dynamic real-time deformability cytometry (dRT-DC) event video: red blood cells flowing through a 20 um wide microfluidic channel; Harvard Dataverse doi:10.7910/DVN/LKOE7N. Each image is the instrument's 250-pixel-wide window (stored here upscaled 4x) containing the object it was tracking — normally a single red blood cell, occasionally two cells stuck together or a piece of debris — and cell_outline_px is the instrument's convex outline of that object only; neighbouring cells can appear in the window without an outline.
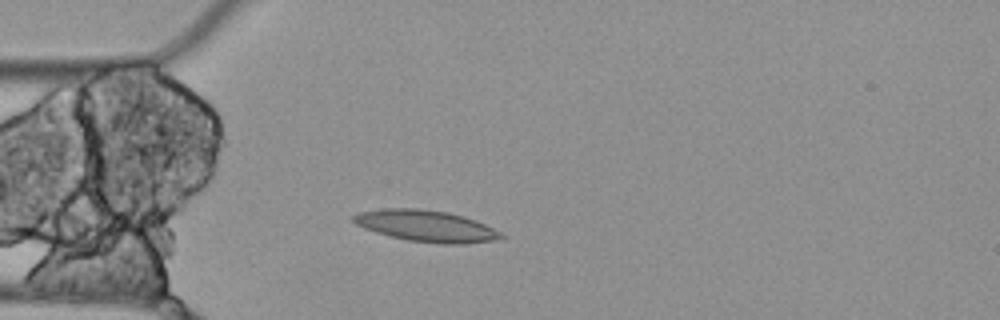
{"species": "Egyptian fruit bat (a non-hibernating species)", "species_latin": "Rousettus aegyptiacus", "temperature_condition": "cold", "stored_images_in_passage": 3, "camera_frame_rate_fps": 3000, "um_per_image_px": 0.085, "animal": {"sex": "female"}, "frame": {"image": 1, "passage_image": 3, "time_ms": 0.667, "image_size_px": [1000, 320], "cell_outline_px": [[508, 236], [492, 240], [460, 244], [440, 244], [408, 240], [388, 236], [364, 228], [356, 224], [352, 220], [352, 216], [360, 212], [384, 208], [420, 208], [448, 212], [476, 220]], "centroid_in_image_um": [36.2, 19.2], "position_along_channel_um": 48.8, "area_um2": 26.99}}